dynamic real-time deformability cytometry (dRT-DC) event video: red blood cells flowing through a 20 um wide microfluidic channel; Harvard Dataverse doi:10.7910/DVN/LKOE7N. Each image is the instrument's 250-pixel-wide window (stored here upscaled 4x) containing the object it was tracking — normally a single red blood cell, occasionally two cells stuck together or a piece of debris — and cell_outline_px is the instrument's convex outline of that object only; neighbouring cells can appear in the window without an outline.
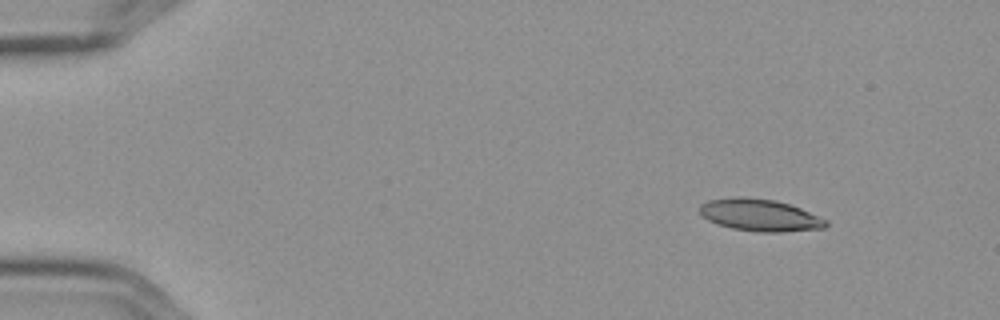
{"species": "Egyptian fruit bat (a non-hibernating species)", "species_latin": "Rousettus aegyptiacus", "temperature_condition": "cold", "stored_images_in_passage": 4, "camera_frame_rate_fps": 3000, "um_per_image_px": 0.085, "frame": {"image": 1, "passage_image": 1, "time_ms": 0.0, "image_size_px": [1000, 320], "cell_outline_px": [[828, 224], [824, 228], [780, 232], [756, 232], [732, 228], [716, 224], [708, 220], [700, 212], [700, 204], [708, 200], [736, 196], [744, 196], [776, 200], [800, 208], [828, 220]], "centroid_in_image_um": [64.58, 18.28], "position_along_channel_um": 20.4, "area_um2": 23.7}}
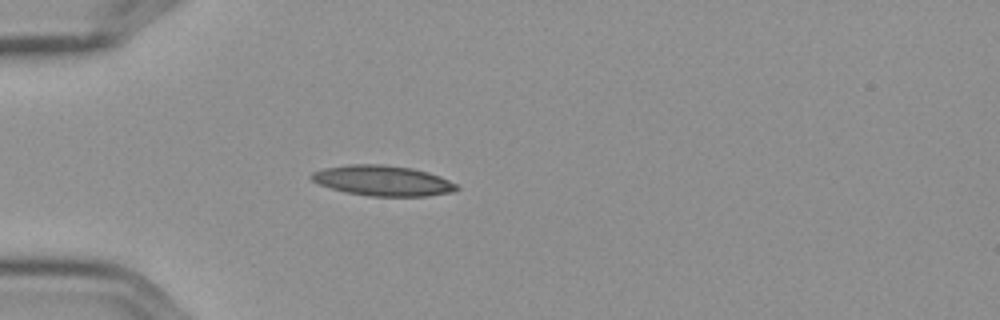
{"frame": {"image": 2, "passage_image": 3, "time_ms": 0.667, "image_size_px": [1000, 320], "cell_outline_px": [[460, 188], [456, 192], [428, 196], [372, 196], [344, 192], [320, 184], [312, 180], [308, 176], [312, 172], [324, 168], [348, 164], [380, 164], [412, 168], [428, 172], [440, 176], [460, 184]], "centroid_in_image_um": [32.59, 15.36], "position_along_channel_um": 52.4, "area_um2": 25.95}}